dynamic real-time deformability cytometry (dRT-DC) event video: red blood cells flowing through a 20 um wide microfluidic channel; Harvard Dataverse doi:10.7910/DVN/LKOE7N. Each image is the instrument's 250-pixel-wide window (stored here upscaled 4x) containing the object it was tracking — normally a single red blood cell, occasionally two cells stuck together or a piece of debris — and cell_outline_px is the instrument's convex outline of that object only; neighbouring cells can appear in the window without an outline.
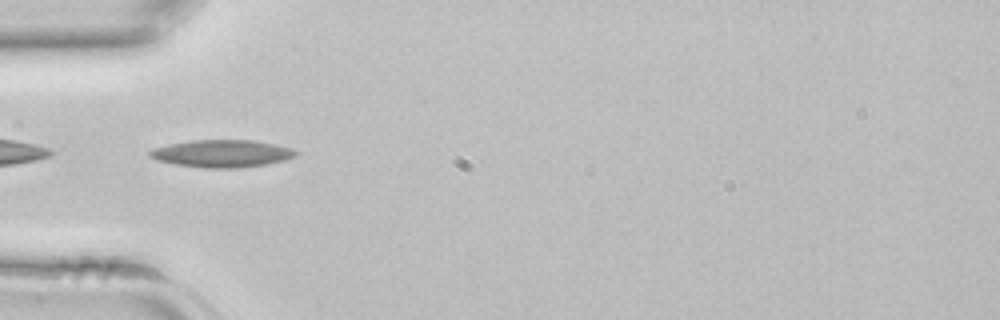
{"species": "common noctule bat (a hibernating species)", "species_latin": "Nyctalus noctula", "temperature_condition": "room temperature", "stored_images_in_passage": 42, "camera_frame_rate_fps": 3000, "um_per_image_px": 0.085, "animal": {"sex": "female", "body_mass_g": 22.7, "forearm_length_mm": 54.2}, "frame": {"image": 1, "passage_image": 13, "time_ms": 4.0, "image_size_px": [1000, 320], "cell_outline_px": [[300, 152], [296, 156], [284, 160], [264, 164], [236, 168], [204, 168], [176, 164], [156, 160], [148, 156], [148, 152], [156, 148], [168, 144], [192, 140], [252, 140], [292, 148]], "centroid_in_image_um": [18.86, 13.05], "position_along_channel_um": 66.1, "area_um2": 23.18}}